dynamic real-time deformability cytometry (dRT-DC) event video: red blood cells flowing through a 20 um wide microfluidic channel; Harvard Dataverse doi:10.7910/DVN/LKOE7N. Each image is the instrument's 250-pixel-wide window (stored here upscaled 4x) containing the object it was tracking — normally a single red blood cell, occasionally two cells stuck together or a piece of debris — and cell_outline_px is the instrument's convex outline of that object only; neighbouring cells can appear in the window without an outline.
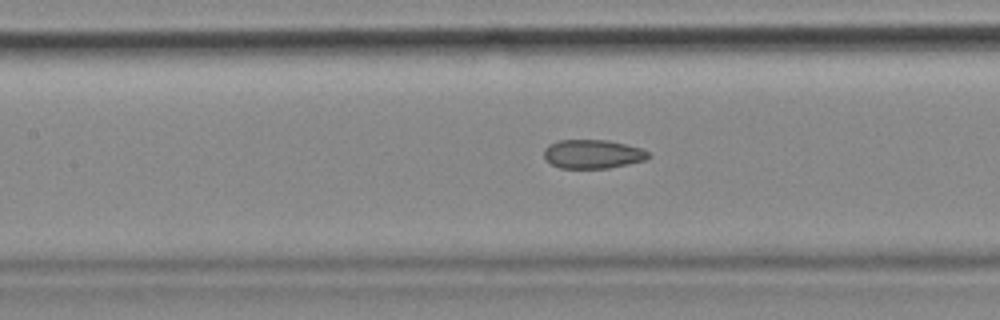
{"species": "common noctule bat (a hibernating species)", "species_latin": "Nyctalus noctula", "temperature_condition": "cold", "stored_images_in_passage": 56, "camera_frame_rate_fps": 3000, "um_per_image_px": 0.085, "animal": {"sex": "female", "body_mass_g": 18.4}, "frame": {"image": 1, "passage_image": 25, "time_ms": 8.0, "image_size_px": [1000, 320], "cell_outline_px": [[652, 156], [648, 160], [608, 168], [560, 168], [552, 164], [544, 156], [544, 148], [548, 144], [560, 140], [608, 140], [640, 148], [648, 152]], "centroid_in_image_um": [50.4, 13.09], "position_along_channel_um": 157.0, "area_um2": 17.57}}
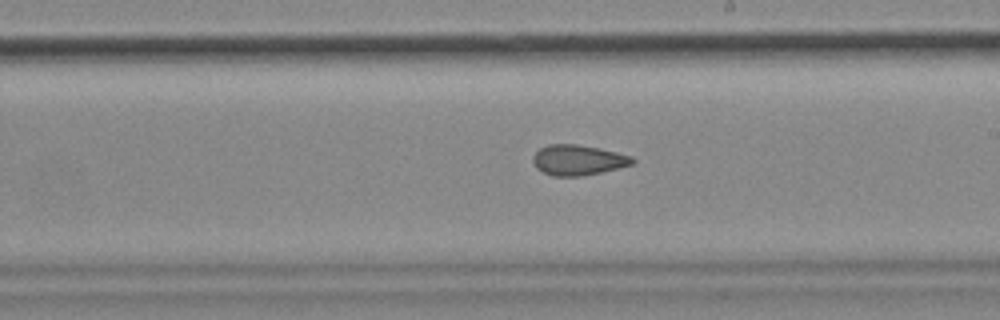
{"frame": {"image": 2, "passage_image": 32, "time_ms": 10.333, "image_size_px": [1000, 320], "cell_outline_px": [[636, 160], [632, 164], [584, 176], [552, 176], [536, 168], [532, 160], [532, 156], [540, 148], [548, 144], [576, 144], [600, 148], [632, 156]], "centroid_in_image_um": [49.11, 13.6], "position_along_channel_um": 239.9, "area_um2": 17.57}, "authors_computed_cell_mechanics": {"area_um2": 18.5249, "velocity_mm_per_s": 3.5671, "shape_relaxation_time_tau1_ms": null, "shape_relaxation_time_tau2_ms": 2.2624, "deformation_change_tau1": null, "deformation_change_tau2": 0.0844}}